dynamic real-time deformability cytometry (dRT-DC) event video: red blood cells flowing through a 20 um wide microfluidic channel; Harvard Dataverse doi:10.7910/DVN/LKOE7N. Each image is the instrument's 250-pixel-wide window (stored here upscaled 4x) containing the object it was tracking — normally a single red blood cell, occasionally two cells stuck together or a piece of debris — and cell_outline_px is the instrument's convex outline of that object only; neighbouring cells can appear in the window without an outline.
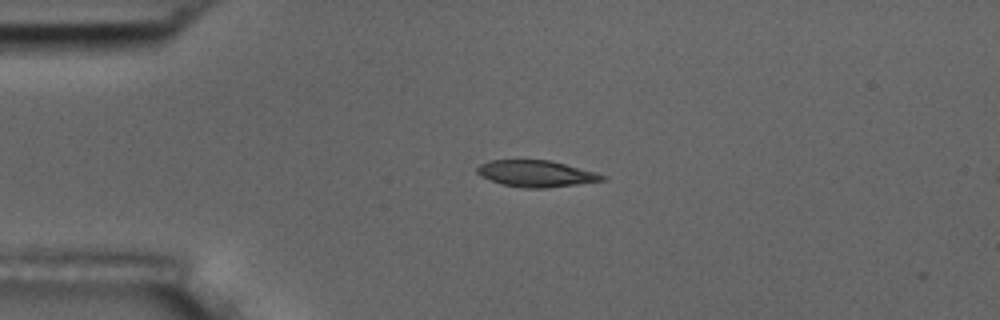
{"species": "common noctule bat (a hibernating species)", "species_latin": "Nyctalus noctula", "temperature_condition": "room temperature", "stored_images_in_passage": 2, "camera_frame_rate_fps": 3000, "um_per_image_px": 0.085, "animal": {"sex": "male", "body_mass_g": 17.5, "forearm_length_mm": 52.3}, "frame": {"image": 1, "passage_image": 1, "time_ms": 0.0, "image_size_px": [1000, 320], "cell_outline_px": [[608, 180], [544, 188], [524, 188], [504, 184], [480, 176], [476, 172], [476, 168], [480, 164], [488, 160], [548, 160], [596, 172], [608, 176]], "centroid_in_image_um": [45.58, 14.75], "position_along_channel_um": 39.4, "area_um2": 19.19}}